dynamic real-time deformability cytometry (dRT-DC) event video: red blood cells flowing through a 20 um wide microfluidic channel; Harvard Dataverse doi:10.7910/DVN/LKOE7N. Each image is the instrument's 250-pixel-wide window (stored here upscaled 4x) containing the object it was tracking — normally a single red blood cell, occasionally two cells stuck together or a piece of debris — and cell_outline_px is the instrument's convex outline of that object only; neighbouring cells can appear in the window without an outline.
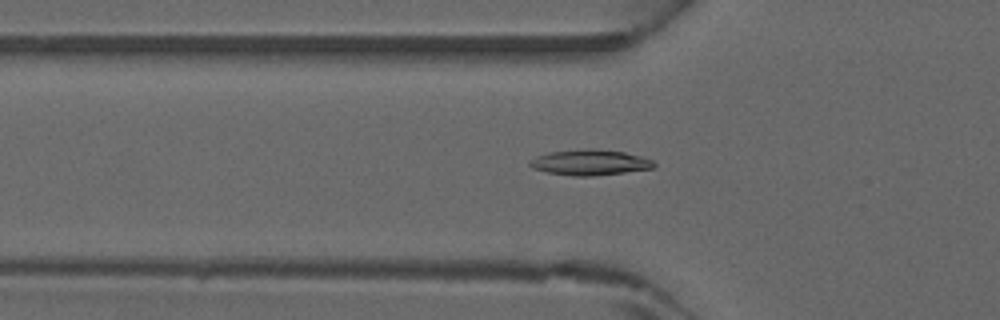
{"species": "common noctule bat (a hibernating species)", "species_latin": "Nyctalus noctula", "temperature_condition": "warm", "stored_images_in_passage": 45, "camera_frame_rate_fps": 3000, "um_per_image_px": 0.085, "animal": {"sex": "male", "forearm_length_mm": 52.5}, "frame": {"image": 1, "passage_image": 15, "time_ms": 4.667, "image_size_px": [1000, 320], "cell_outline_px": [[656, 164], [652, 168], [624, 172], [592, 176], [572, 176], [548, 172], [532, 168], [528, 164], [536, 156], [548, 152], [588, 148], [592, 148], [624, 152], [640, 156], [652, 160]], "centroid_in_image_um": [50.12, 13.8], "position_along_channel_um": 75.7, "area_um2": 18.38}}
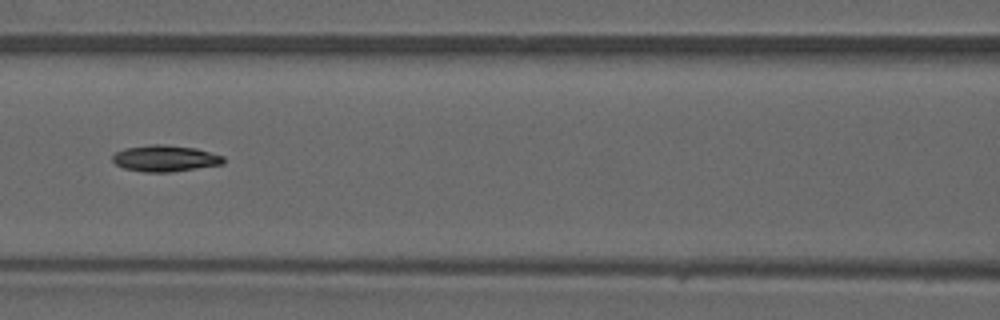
{"frame": {"image": 2, "passage_image": 20, "time_ms": 6.333, "image_size_px": [1000, 320], "cell_outline_px": [[224, 164], [172, 172], [144, 172], [124, 168], [116, 164], [112, 160], [112, 156], [116, 152], [124, 148], [152, 144], [164, 144], [196, 148], [224, 156]], "centroid_in_image_um": [14.04, 13.46], "position_along_channel_um": 152.6, "area_um2": 17.11}}
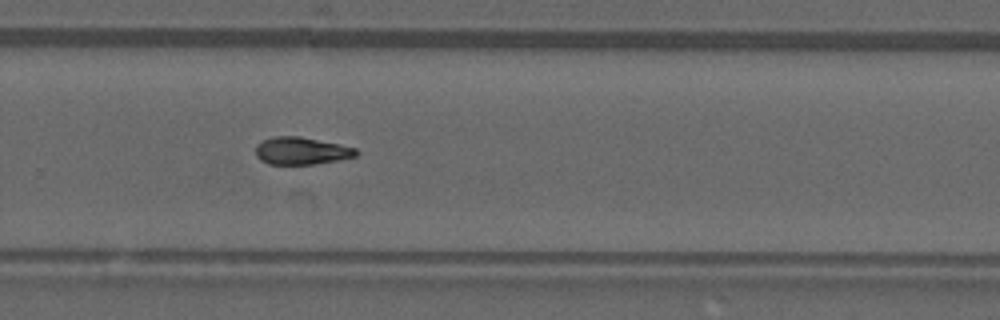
{"frame": {"image": 3, "passage_image": 30, "time_ms": 9.667, "image_size_px": [1000, 320], "cell_outline_px": [[360, 152], [356, 156], [336, 160], [312, 164], [268, 164], [260, 160], [256, 156], [256, 144], [264, 140], [276, 136], [300, 136], [340, 144], [356, 148]], "centroid_in_image_um": [25.62, 12.82], "position_along_channel_um": 304.2, "area_um2": 16.01}}